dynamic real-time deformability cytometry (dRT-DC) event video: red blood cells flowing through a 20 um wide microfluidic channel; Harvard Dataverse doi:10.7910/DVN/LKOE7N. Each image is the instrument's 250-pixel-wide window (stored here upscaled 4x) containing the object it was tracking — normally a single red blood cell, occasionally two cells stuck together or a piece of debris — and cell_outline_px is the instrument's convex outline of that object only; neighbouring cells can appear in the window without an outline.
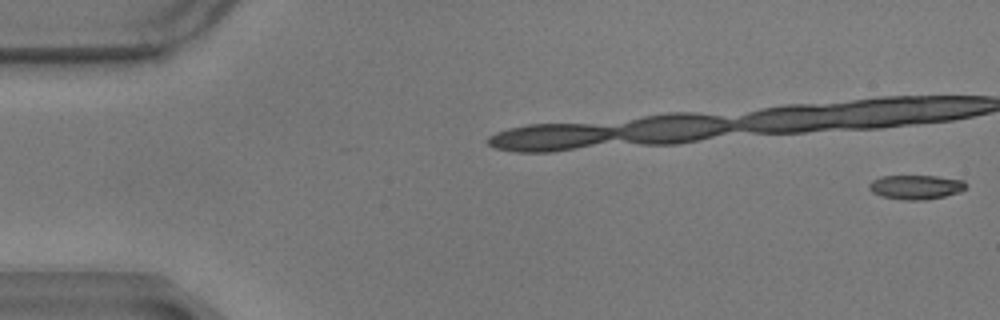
{"species": "common noctule bat (a hibernating species)", "species_latin": "Nyctalus noctula", "temperature_condition": "warm", "stored_images_in_passage": 16, "camera_frame_rate_fps": 3000, "um_per_image_px": 0.085, "animal": {"sex": "male", "body_mass_g": 17.9}, "frame": {"image": 1, "passage_image": 1, "time_ms": 0.0, "image_size_px": [1000, 320], "cell_outline_px": [[968, 188], [960, 192], [944, 196], [924, 200], [908, 200], [880, 196], [872, 192], [868, 188], [868, 184], [872, 180], [880, 176], [936, 176], [964, 180]], "centroid_in_image_um": [77.85, 15.9], "position_along_channel_um": 7.1, "area_um2": 13.81}}